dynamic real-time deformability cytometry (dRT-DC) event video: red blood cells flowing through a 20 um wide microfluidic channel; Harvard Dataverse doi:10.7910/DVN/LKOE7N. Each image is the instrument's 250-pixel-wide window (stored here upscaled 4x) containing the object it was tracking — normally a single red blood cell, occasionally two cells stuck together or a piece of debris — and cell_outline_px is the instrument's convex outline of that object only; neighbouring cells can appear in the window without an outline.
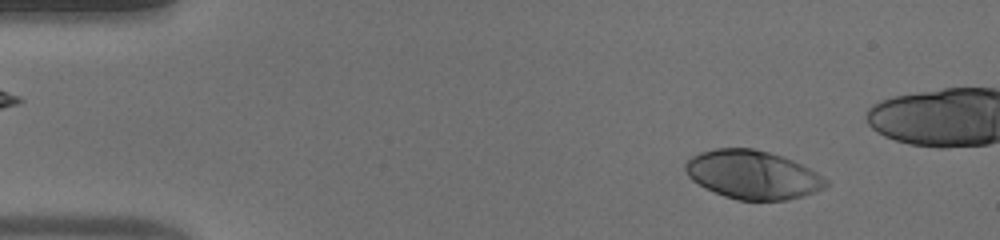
{"species": "human", "species_latin": "Homo sapiens", "temperature_condition": "warm", "stored_images_in_passage": 47, "camera_frame_rate_fps": 3000, "um_per_image_px": 0.085, "donor": {"sex": "male"}, "frame": {"image": 1, "passage_image": 6, "time_ms": 1.667, "image_size_px": [1000, 240], "cell_outline_px": [[828, 184], [824, 188], [816, 192], [788, 200], [736, 200], [724, 196], [704, 188], [692, 180], [688, 176], [684, 168], [684, 164], [692, 156], [700, 152], [716, 148], [752, 148], [768, 152], [792, 160], [816, 172], [828, 180]], "centroid_in_image_um": [63.95, 14.86], "position_along_channel_um": 21.0, "area_um2": 39.71}}
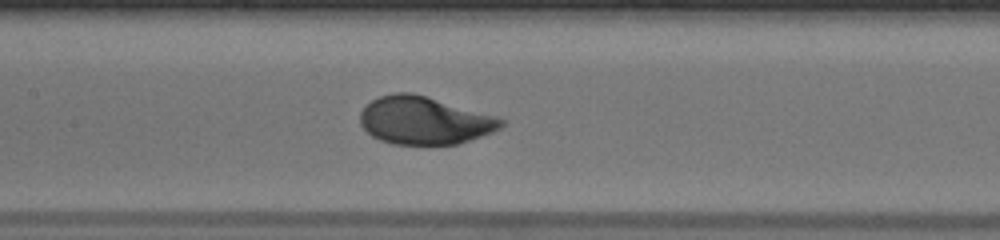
{"frame": {"image": 2, "passage_image": 25, "time_ms": 8.0, "image_size_px": [1000, 240], "cell_outline_px": [[504, 124], [500, 128], [492, 132], [456, 144], [392, 144], [380, 140], [372, 136], [360, 124], [360, 112], [372, 100], [380, 96], [396, 92], [412, 92], [492, 116], [504, 120]], "centroid_in_image_um": [36.01, 10.24], "position_along_channel_um": 171.4, "area_um2": 38.49}}
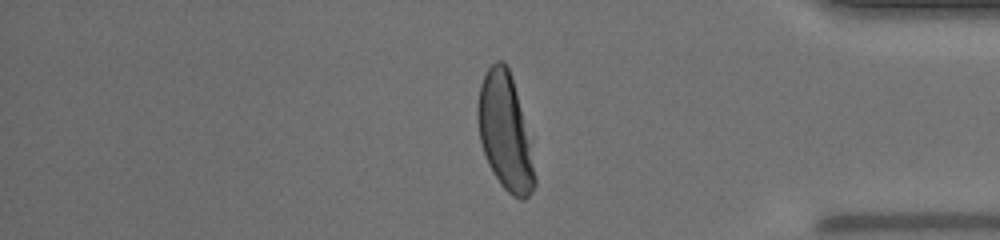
{"frame": {"image": 3, "passage_image": 44, "time_ms": 14.333, "image_size_px": [1000, 240], "cell_outline_px": [[536, 184], [532, 192], [524, 200], [520, 200], [512, 196], [500, 184], [488, 164], [480, 140], [476, 116], [476, 104], [480, 84], [488, 68], [496, 60], [504, 60], [508, 68], [516, 92], [528, 144], [536, 180]], "centroid_in_image_um": [42.87, 11.23], "position_along_channel_um": 392.3, "area_um2": 37.69}, "authors_computed_cell_mechanics": {"area_um2": 39.1306, "velocity_mm_per_s": 3.8495, "shape_relaxation_time_tau1_ms": 3.1281, "shape_relaxation_time_tau2_ms": null, "deformation_change_tau1": 0.21, "deformation_change_tau2": null}}